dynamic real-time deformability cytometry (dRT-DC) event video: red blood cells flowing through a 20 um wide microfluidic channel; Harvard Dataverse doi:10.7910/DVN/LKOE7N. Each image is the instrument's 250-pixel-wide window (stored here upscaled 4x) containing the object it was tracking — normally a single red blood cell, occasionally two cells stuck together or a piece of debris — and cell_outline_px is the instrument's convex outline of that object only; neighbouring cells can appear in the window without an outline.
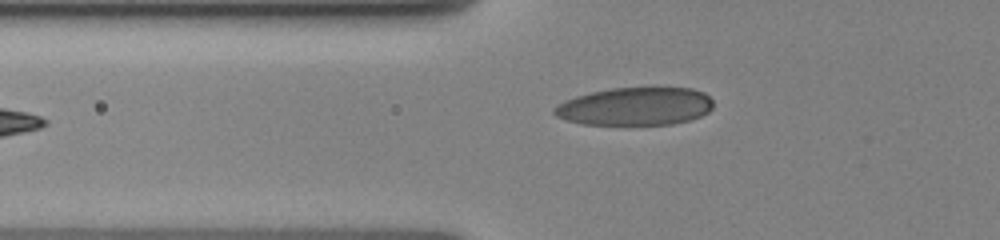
{"species": "human", "species_latin": "Homo sapiens", "temperature_condition": "cold", "stored_images_in_passage": 5, "camera_frame_rate_fps": 3000, "um_per_image_px": 0.085, "donor": {"sex": "female"}, "frame": {"image": 1, "passage_image": 5, "time_ms": 4.333, "image_size_px": [1000, 240], "cell_outline_px": [[712, 108], [708, 112], [700, 116], [688, 120], [672, 124], [580, 124], [556, 116], [552, 112], [552, 108], [564, 100], [576, 96], [592, 92], [612, 88], [652, 84], [692, 88], [704, 92], [712, 100]], "centroid_in_image_um": [54.02, 8.98], "position_along_channel_um": 71.8, "area_um2": 36.18}}